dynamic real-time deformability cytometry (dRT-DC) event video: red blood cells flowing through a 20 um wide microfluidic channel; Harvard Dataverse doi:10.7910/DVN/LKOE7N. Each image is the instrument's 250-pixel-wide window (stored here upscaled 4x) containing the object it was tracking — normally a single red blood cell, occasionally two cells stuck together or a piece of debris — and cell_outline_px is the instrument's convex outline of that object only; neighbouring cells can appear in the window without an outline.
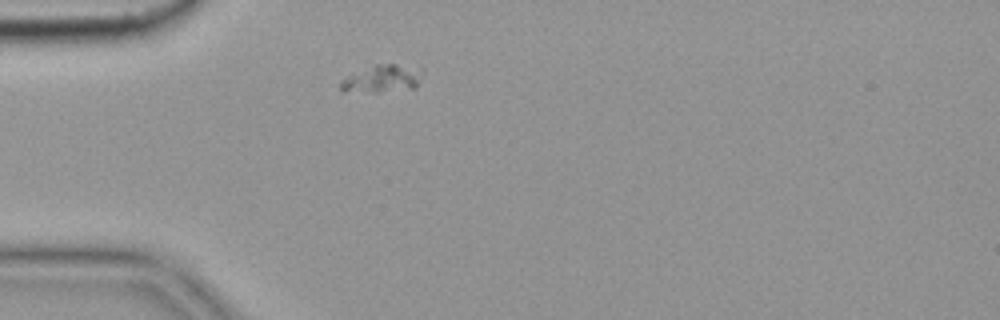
{"species": "common noctule bat (a hibernating species)", "species_latin": "Nyctalus noctula", "temperature_condition": "cold", "stored_images_in_passage": 2, "camera_frame_rate_fps": 3000, "um_per_image_px": 0.085, "animal": {"sex": "female", "body_mass_g": 19.9}, "frame": {"image": 1, "passage_image": 1, "time_ms": 0.0, "image_size_px": [1000, 320], "cell_outline_px": [[424, 72], [416, 88], [380, 92], [344, 92], [340, 88], [340, 80], [348, 76], [376, 64], [396, 64], [424, 68]], "centroid_in_image_um": [32.54, 6.7], "position_along_channel_um": 52.5, "area_um2": 13.29}}